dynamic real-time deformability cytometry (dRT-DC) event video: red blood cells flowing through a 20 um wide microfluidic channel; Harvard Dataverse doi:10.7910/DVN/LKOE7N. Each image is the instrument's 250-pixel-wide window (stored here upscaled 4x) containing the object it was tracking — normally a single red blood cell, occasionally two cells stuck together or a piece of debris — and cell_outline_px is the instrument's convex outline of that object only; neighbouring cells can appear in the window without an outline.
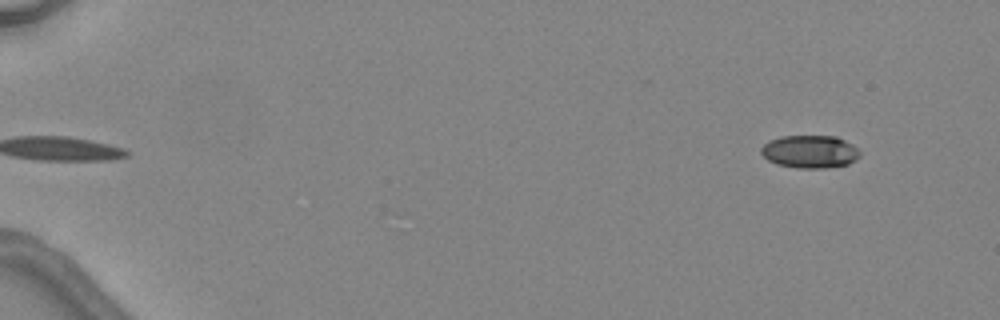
{"species": "common noctule bat (a hibernating species)", "species_latin": "Nyctalus noctula", "temperature_condition": "warm", "stored_images_in_passage": 4, "segment_of_instrument_passage": [2, 2], "camera_frame_rate_fps": 3000, "um_per_image_px": 0.085, "animal": {"sex": "female", "body_mass_g": 24.6, "forearm_length_mm": 56.2}, "frame": {"image": 1, "passage_image": 4, "time_ms": 4.333, "image_size_px": [1000, 320], "cell_outline_px": [[860, 156], [856, 160], [848, 164], [824, 168], [796, 168], [776, 164], [768, 160], [760, 152], [760, 148], [768, 140], [780, 136], [836, 136], [852, 144], [860, 152]], "centroid_in_image_um": [68.82, 12.89], "position_along_channel_um": 16.2, "area_um2": 19.02}}